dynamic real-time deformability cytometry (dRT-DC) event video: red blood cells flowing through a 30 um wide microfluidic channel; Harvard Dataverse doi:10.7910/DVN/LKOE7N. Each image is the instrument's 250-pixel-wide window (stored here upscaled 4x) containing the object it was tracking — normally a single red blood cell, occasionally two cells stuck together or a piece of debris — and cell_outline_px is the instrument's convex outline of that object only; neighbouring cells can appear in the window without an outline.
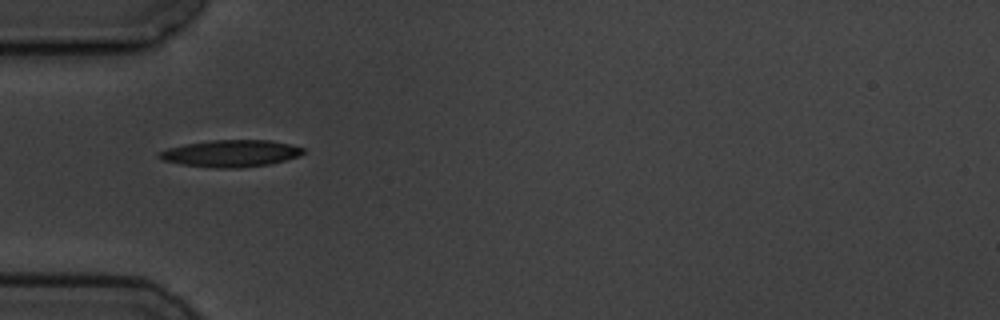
{"species": "common noctule bat (a hibernating species)", "species_latin": "Nyctalus noctula", "temperature_condition": "cold", "stored_images_in_passage": 3, "camera_frame_rate_fps": 3000, "um_per_image_px": 0.085, "animal": {"sex": "male", "body_mass_g": 19.5, "forearm_length_mm": 54.6}, "frame": {"image": 1, "passage_image": 1, "time_ms": 0.0, "image_size_px": [1000, 320], "cell_outline_px": [[304, 152], [300, 156], [268, 164], [240, 168], [216, 168], [184, 164], [164, 160], [156, 156], [160, 152], [168, 148], [184, 144], [212, 140], [272, 140], [304, 148]], "centroid_in_image_um": [19.64, 13.03], "position_along_channel_um": 65.4, "area_um2": 22.37}}
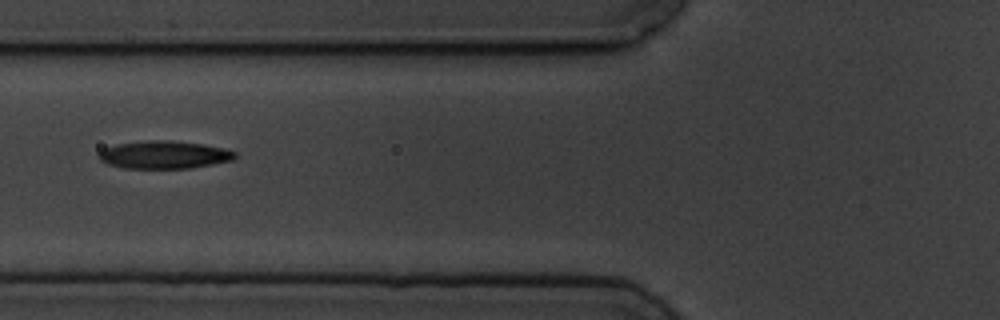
{"frame": {"image": 2, "passage_image": 2, "time_ms": 1.333, "image_size_px": [1000, 320], "cell_outline_px": [[236, 156], [232, 160], [192, 168], [124, 168], [108, 164], [100, 160], [96, 156], [104, 148], [116, 144], [148, 140], [164, 140], [204, 144], [224, 148], [236, 152]], "centroid_in_image_um": [13.93, 13.15], "position_along_channel_um": 111.9, "area_um2": 22.02}}
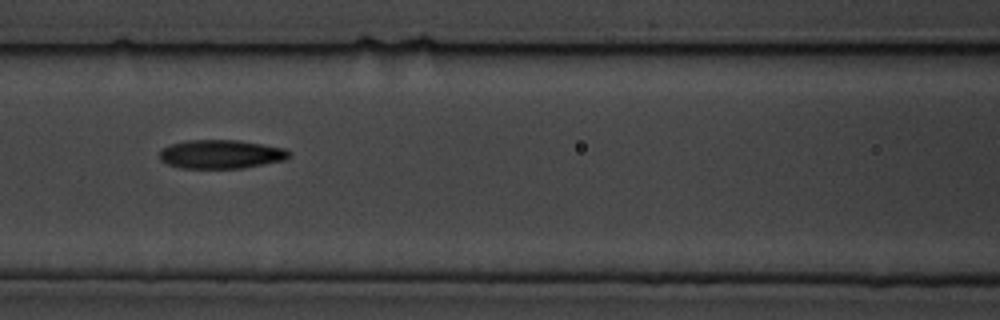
{"frame": {"image": 3, "passage_image": 3, "time_ms": 2.333, "image_size_px": [1000, 320], "cell_outline_px": [[292, 156], [284, 160], [240, 168], [180, 168], [168, 164], [160, 160], [160, 152], [164, 148], [172, 144], [188, 140], [236, 140], [284, 148], [292, 152]], "centroid_in_image_um": [18.8, 13.11], "position_along_channel_um": 147.8, "area_um2": 21.5}}